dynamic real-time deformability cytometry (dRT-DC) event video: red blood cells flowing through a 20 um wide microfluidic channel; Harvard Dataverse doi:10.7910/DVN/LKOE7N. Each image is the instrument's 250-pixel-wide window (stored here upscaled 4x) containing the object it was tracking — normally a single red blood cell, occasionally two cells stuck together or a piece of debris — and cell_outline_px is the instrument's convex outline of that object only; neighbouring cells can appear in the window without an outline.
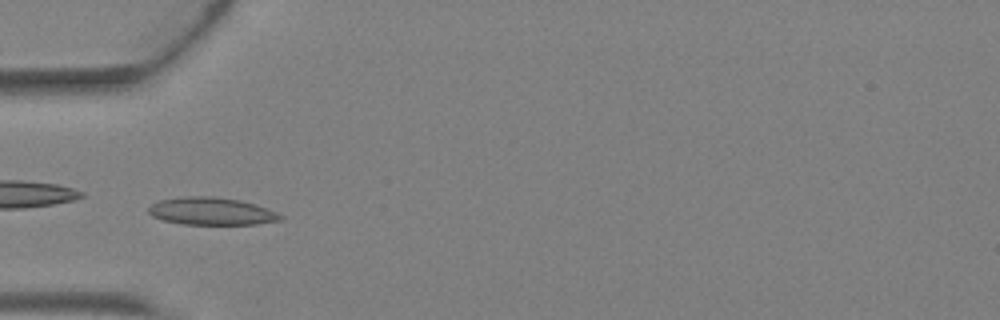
{"species": "Egyptian fruit bat (a non-hibernating species)", "species_latin": "Rousettus aegyptiacus", "temperature_condition": "warm", "stored_images_in_passage": 5, "camera_frame_rate_fps": 3000, "um_per_image_px": 0.085, "animal": {"sex": "female"}, "frame": {"image": 1, "passage_image": 4, "time_ms": 1.0, "image_size_px": [1000, 320], "cell_outline_px": [[284, 220], [256, 224], [184, 224], [164, 220], [152, 216], [148, 212], [148, 208], [152, 204], [160, 200], [180, 196], [212, 196], [240, 200], [256, 204], [276, 212], [284, 216]], "centroid_in_image_um": [18.0, 17.95], "position_along_channel_um": 67.0, "area_um2": 21.21}}
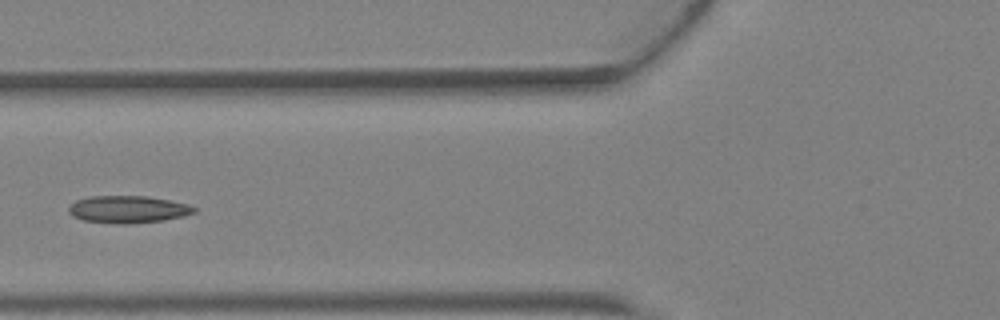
{"frame": {"image": 2, "passage_image": 5, "time_ms": 1.333, "image_size_px": [1000, 320], "cell_outline_px": [[196, 212], [184, 216], [164, 220], [128, 224], [116, 224], [84, 220], [72, 216], [68, 212], [68, 208], [76, 200], [92, 196], [148, 196], [188, 204], [196, 208]], "centroid_in_image_um": [10.88, 17.8], "position_along_channel_um": 114.9, "area_um2": 19.94}}